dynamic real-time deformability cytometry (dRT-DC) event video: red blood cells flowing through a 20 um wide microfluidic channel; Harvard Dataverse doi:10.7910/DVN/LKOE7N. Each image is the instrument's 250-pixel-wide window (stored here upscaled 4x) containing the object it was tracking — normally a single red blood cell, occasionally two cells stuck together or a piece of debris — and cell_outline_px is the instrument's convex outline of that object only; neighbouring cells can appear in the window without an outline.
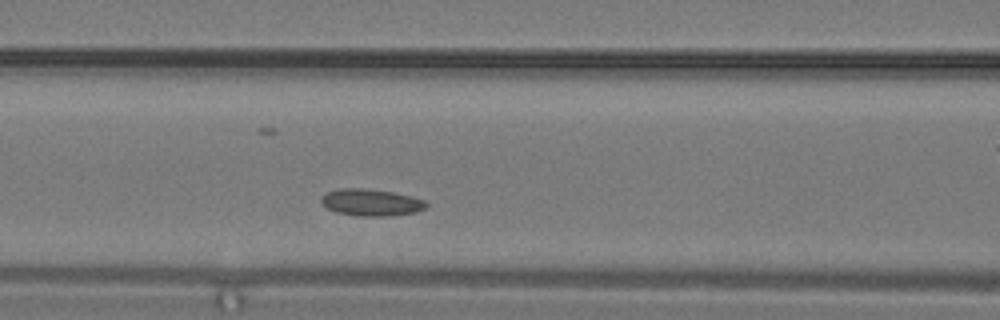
{"species": "common noctule bat (a hibernating species)", "species_latin": "Nyctalus noctula", "temperature_condition": "warm", "stored_images_in_passage": 14, "camera_frame_rate_fps": 3000, "um_per_image_px": 0.085, "animal": {"sex": "male", "body_mass_g": 19.2, "forearm_length_mm": 51.8}, "frame": {"image": 1, "passage_image": 8, "time_ms": 2.333, "image_size_px": [1000, 320], "cell_outline_px": [[428, 204], [424, 208], [416, 212], [388, 216], [360, 216], [336, 212], [328, 208], [320, 200], [328, 192], [340, 188], [368, 188], [392, 192], [424, 200]], "centroid_in_image_um": [31.55, 17.21], "position_along_channel_um": 135.1, "area_um2": 16.18}}
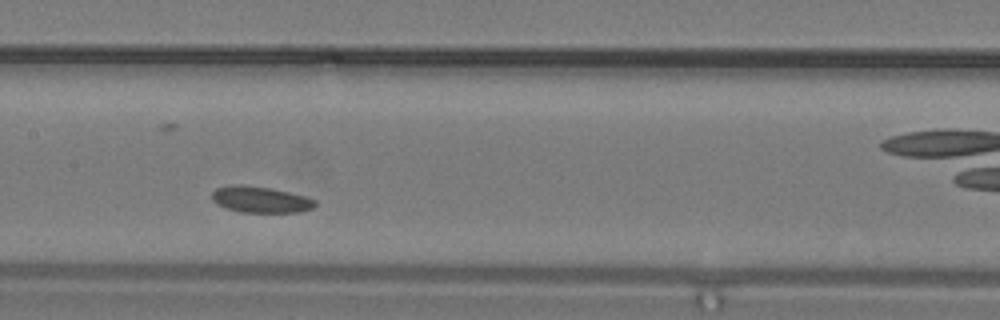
{"frame": {"image": 2, "passage_image": 10, "time_ms": 3.0, "image_size_px": [1000, 320], "cell_outline_px": [[316, 204], [312, 208], [300, 212], [240, 212], [224, 208], [216, 204], [212, 200], [212, 192], [216, 188], [228, 184], [244, 184], [272, 188], [304, 196], [316, 200]], "centroid_in_image_um": [22.08, 16.95], "position_along_channel_um": 185.3, "area_um2": 16.01}}